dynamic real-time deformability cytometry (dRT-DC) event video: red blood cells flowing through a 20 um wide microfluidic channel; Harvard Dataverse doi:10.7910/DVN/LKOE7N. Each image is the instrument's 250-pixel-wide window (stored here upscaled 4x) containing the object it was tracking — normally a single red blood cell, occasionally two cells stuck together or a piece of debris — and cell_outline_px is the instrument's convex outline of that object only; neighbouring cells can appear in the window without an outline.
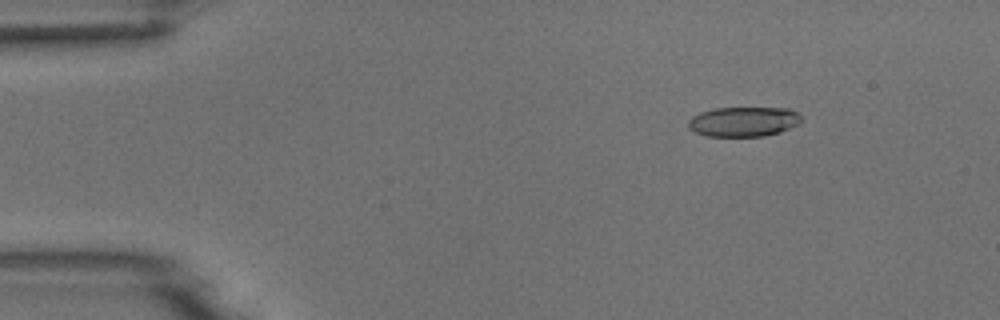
{"species": "common noctule bat (a hibernating species)", "species_latin": "Nyctalus noctula", "temperature_condition": "room temperature", "stored_images_in_passage": 5, "camera_frame_rate_fps": 3000, "um_per_image_px": 0.085, "animal": {"sex": "male", "body_mass_g": 18.8}, "frame": {"image": 1, "passage_image": 2, "time_ms": 1.333, "image_size_px": [1000, 320], "cell_outline_px": [[804, 120], [780, 132], [764, 136], [708, 136], [696, 132], [688, 128], [688, 120], [692, 116], [700, 112], [712, 108], [792, 108], [804, 116]], "centroid_in_image_um": [63.23, 10.32], "position_along_channel_um": 21.8, "area_um2": 19.83}}
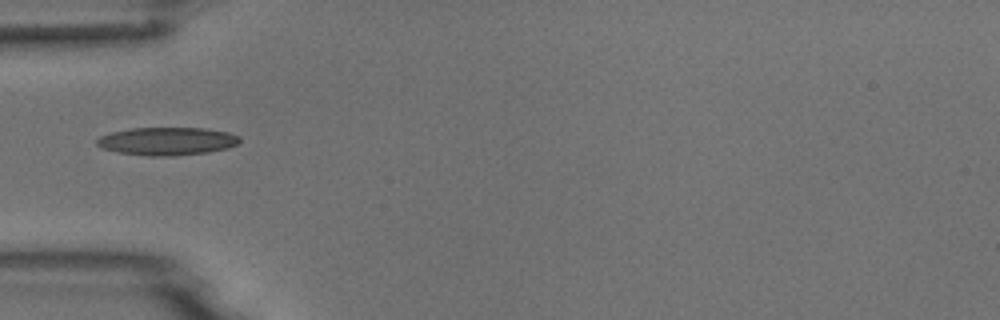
{"frame": {"image": 2, "passage_image": 4, "time_ms": 4.667, "image_size_px": [1000, 320], "cell_outline_px": [[240, 140], [236, 144], [228, 148], [208, 152], [176, 156], [148, 156], [116, 152], [100, 148], [96, 144], [96, 140], [100, 136], [112, 132], [132, 128], [204, 128], [228, 132], [240, 136]], "centroid_in_image_um": [14.18, 12.01], "position_along_channel_um": 70.8, "area_um2": 23.41}}